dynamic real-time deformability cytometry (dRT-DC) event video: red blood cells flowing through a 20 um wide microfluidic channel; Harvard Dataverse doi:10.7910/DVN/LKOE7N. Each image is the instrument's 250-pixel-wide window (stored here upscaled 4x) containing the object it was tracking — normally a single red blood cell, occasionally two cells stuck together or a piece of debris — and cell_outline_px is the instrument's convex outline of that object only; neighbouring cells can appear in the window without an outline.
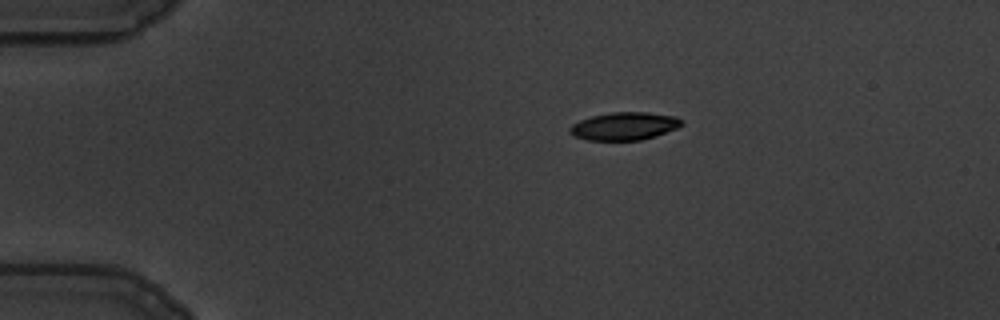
{"species": "common noctule bat (a hibernating species)", "species_latin": "Nyctalus noctula", "temperature_condition": "warm", "stored_images_in_passage": 48, "camera_frame_rate_fps": 3000, "um_per_image_px": 0.085, "animal": {"sex": "male", "body_mass_g": 19.5, "forearm_length_mm": 54.6}, "frame": {"image": 1, "passage_image": 1, "time_ms": 0.0, "image_size_px": [1000, 320], "cell_outline_px": [[684, 124], [676, 128], [656, 136], [640, 140], [588, 140], [572, 136], [568, 132], [568, 128], [572, 124], [580, 120], [592, 116], [612, 112], [648, 112], [676, 116]], "centroid_in_image_um": [53.03, 10.72], "position_along_channel_um": 32.0, "area_um2": 18.21}}
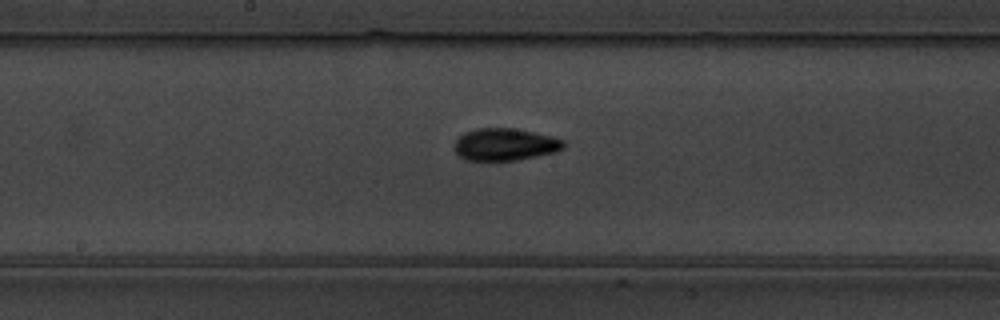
{"frame": {"image": 2, "passage_image": 21, "time_ms": 6.667, "image_size_px": [1000, 320], "cell_outline_px": [[564, 148], [556, 152], [516, 160], [464, 160], [452, 148], [456, 140], [464, 132], [476, 128], [516, 128], [552, 136], [564, 140]], "centroid_in_image_um": [42.91, 12.27], "position_along_channel_um": 205.3, "area_um2": 20.63}}
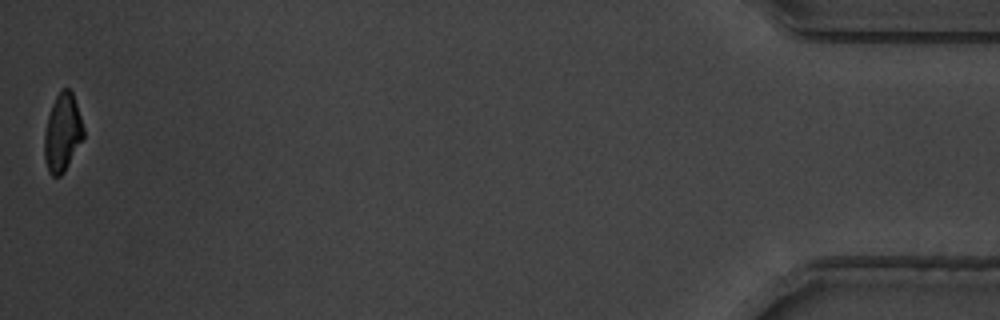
{"frame": {"image": 3, "passage_image": 48, "time_ms": 15.667, "image_size_px": [1000, 320], "cell_outline_px": [[84, 136], [64, 172], [60, 176], [52, 176], [48, 172], [44, 160], [44, 132], [48, 116], [52, 104], [60, 88], [68, 88], [72, 92], [84, 128]], "centroid_in_image_um": [5.29, 11.28], "position_along_channel_um": 429.9, "area_um2": 17.74}, "authors_computed_cell_mechanics": {"area_um2": 19.1607, "velocity_mm_per_s": 3.468, "shape_relaxation_time_tau1_ms": 3.5174, "shape_relaxation_time_tau2_ms": 3.343, "deformation_change_tau1": 0.1321, "deformation_change_tau2": 0.0979}}